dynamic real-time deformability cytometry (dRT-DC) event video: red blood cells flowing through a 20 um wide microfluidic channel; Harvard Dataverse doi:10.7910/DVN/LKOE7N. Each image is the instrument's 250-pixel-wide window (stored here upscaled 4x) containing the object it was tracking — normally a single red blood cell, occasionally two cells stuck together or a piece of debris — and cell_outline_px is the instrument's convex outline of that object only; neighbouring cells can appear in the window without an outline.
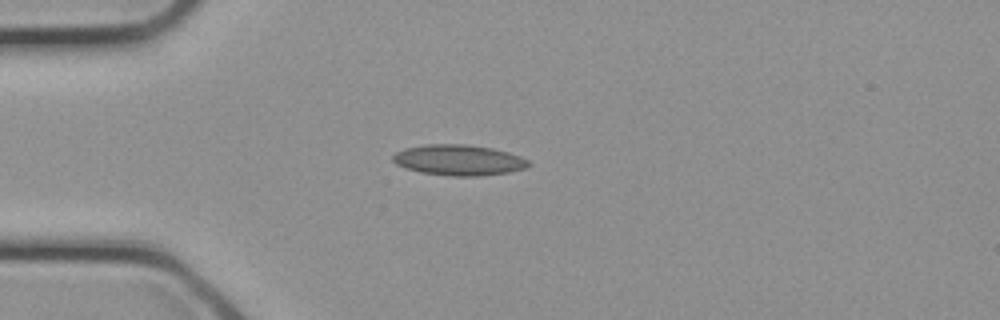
{"species": "common noctule bat (a hibernating species)", "species_latin": "Nyctalus noctula", "temperature_condition": "cold", "stored_images_in_passage": 24, "camera_frame_rate_fps": 3000, "um_per_image_px": 0.085, "animal": {"sex": "female", "body_mass_g": 21.9}, "frame": {"image": 1, "passage_image": 1, "time_ms": 0.0, "image_size_px": [1000, 320], "cell_outline_px": [[532, 164], [528, 168], [508, 172], [480, 176], [448, 176], [420, 172], [404, 168], [396, 164], [392, 160], [392, 156], [396, 152], [404, 148], [424, 144], [464, 144], [492, 148], [508, 152], [520, 156], [528, 160]], "centroid_in_image_um": [38.98, 13.61], "position_along_channel_um": 46.0, "area_um2": 24.51}}
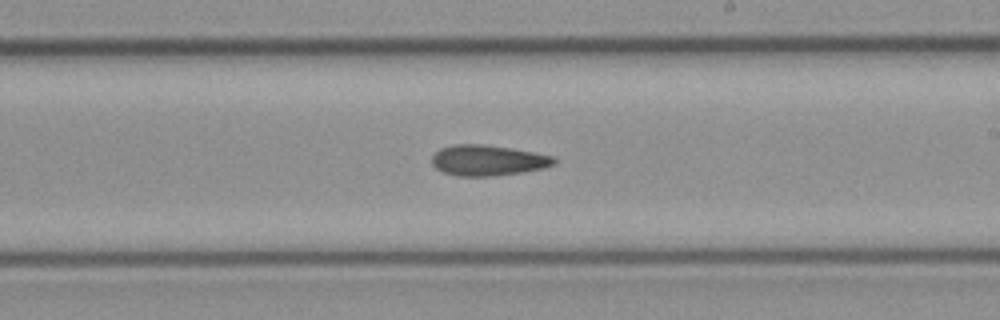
{"frame": {"image": 2, "passage_image": 11, "time_ms": 3.333, "image_size_px": [1000, 320], "cell_outline_px": [[556, 164], [540, 168], [520, 172], [488, 176], [456, 176], [444, 172], [436, 168], [432, 164], [432, 156], [440, 148], [456, 144], [480, 144], [512, 148], [556, 156]], "centroid_in_image_um": [41.46, 13.62], "position_along_channel_um": 247.5, "area_um2": 21.68}}
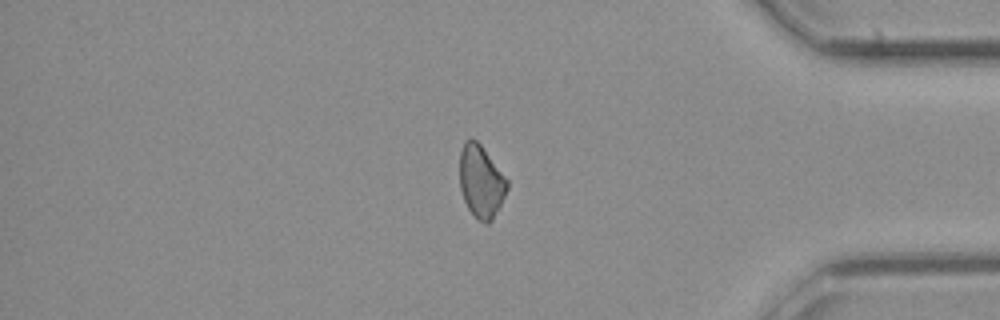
{"frame": {"image": 3, "passage_image": 19, "time_ms": 6.0, "image_size_px": [1000, 320], "cell_outline_px": [[508, 188], [492, 220], [488, 224], [476, 220], [468, 208], [464, 200], [460, 188], [460, 152], [464, 140], [472, 136], [480, 144], [508, 180]], "centroid_in_image_um": [40.87, 15.42], "position_along_channel_um": 394.3, "area_um2": 20.06}}